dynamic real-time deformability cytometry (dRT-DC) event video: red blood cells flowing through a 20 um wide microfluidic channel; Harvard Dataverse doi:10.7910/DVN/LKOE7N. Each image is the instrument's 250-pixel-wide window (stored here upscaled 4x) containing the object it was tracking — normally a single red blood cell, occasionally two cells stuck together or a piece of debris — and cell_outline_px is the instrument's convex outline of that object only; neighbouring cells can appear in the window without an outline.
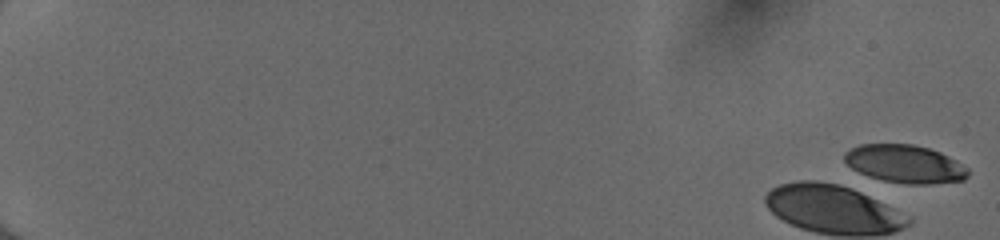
{"species": "human", "species_latin": "Homo sapiens", "temperature_condition": "cold", "stored_images_in_passage": 20, "camera_frame_rate_fps": 3000, "um_per_image_px": 0.085, "donor": {"sex": "female"}, "frame": {"image": 1, "passage_image": 1, "time_ms": 0.0, "image_size_px": [1000, 240], "cell_outline_px": [[968, 176], [964, 180], [932, 184], [908, 184], [884, 180], [868, 176], [852, 168], [844, 160], [844, 152], [848, 148], [860, 144], [912, 144], [928, 148], [940, 152], [956, 160], [968, 168]], "centroid_in_image_um": [76.92, 13.93], "position_along_channel_um": 8.1, "area_um2": 27.4}}